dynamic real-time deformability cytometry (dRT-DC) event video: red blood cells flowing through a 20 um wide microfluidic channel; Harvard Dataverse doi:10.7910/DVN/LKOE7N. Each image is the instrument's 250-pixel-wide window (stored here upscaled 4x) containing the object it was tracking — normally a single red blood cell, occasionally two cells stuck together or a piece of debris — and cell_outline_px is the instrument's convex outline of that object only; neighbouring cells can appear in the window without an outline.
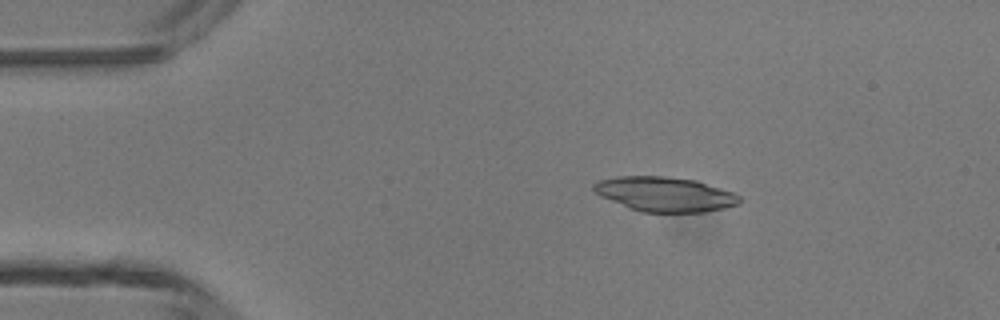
{"species": "common noctule bat (a hibernating species)", "species_latin": "Nyctalus noctula", "temperature_condition": "room temperature", "stored_images_in_passage": 39, "camera_frame_rate_fps": 3000, "um_per_image_px": 0.085, "animal": {"sex": "male", "body_mass_g": 13.3}, "frame": {"image": 1, "passage_image": 1, "time_ms": 0.0, "image_size_px": [1000, 320], "cell_outline_px": [[740, 204], [724, 208], [704, 212], [640, 212], [600, 196], [592, 188], [592, 184], [600, 180], [616, 176], [664, 176], [696, 180], [732, 192], [740, 196]], "centroid_in_image_um": [56.51, 16.5], "position_along_channel_um": 28.5, "area_um2": 29.36}}
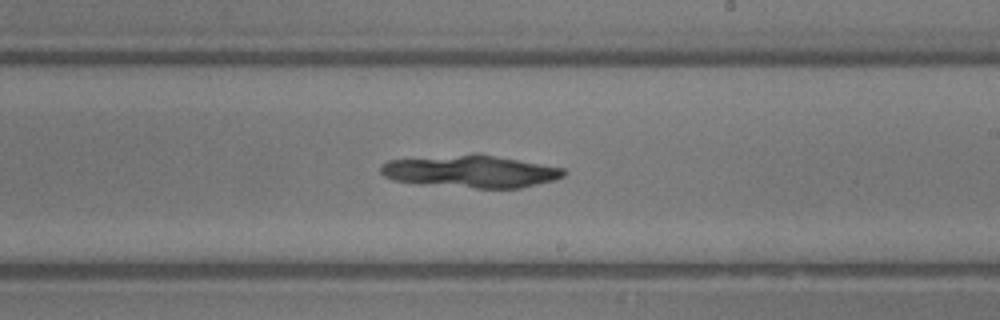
{"frame": {"image": 2, "passage_image": 20, "time_ms": 6.333, "image_size_px": [1000, 320], "cell_outline_px": [[568, 172], [564, 176], [556, 180], [520, 188], [476, 188], [420, 184], [396, 180], [384, 176], [380, 172], [380, 164], [388, 160], [476, 152], [480, 152], [564, 168]], "centroid_in_image_um": [40.04, 14.55], "position_along_channel_um": 249.0, "area_um2": 35.26}}
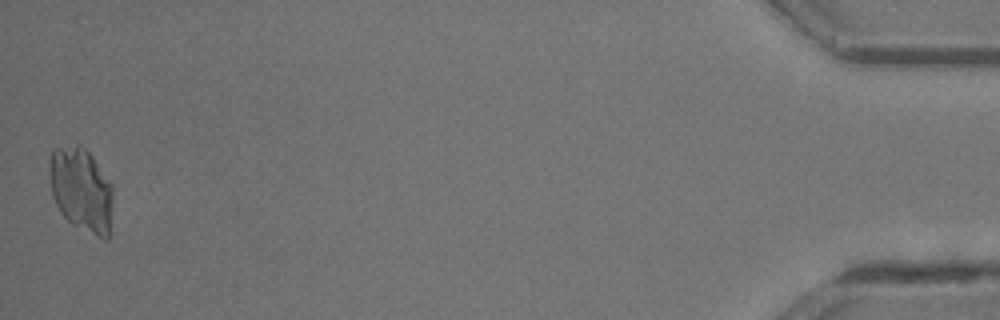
{"frame": {"image": 3, "passage_image": 39, "time_ms": 12.667, "image_size_px": [1000, 320], "cell_outline_px": [[112, 232], [108, 240], [104, 240], [72, 224], [60, 212], [52, 196], [48, 168], [48, 160], [52, 148], [76, 144], [80, 144], [92, 156], [112, 184]], "centroid_in_image_um": [6.91, 16.14], "position_along_channel_um": 428.3, "area_um2": 31.85}}